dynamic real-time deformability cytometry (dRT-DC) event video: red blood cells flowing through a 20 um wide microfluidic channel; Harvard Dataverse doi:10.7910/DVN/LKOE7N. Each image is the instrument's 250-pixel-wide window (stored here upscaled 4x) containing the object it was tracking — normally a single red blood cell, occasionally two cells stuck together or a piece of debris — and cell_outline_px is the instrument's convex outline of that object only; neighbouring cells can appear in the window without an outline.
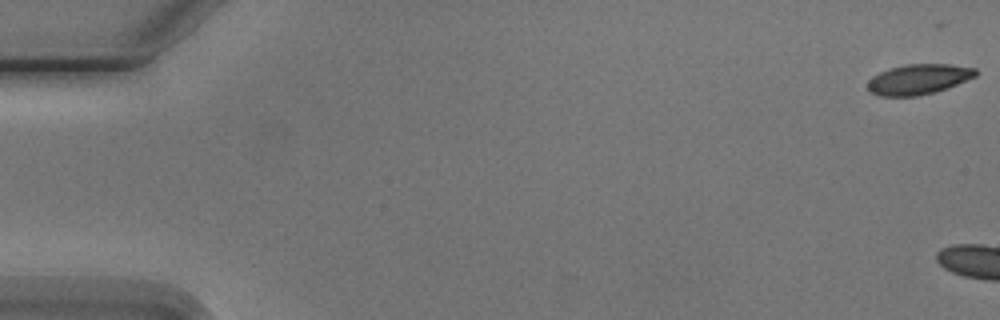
{"species": "Egyptian fruit bat (a non-hibernating species)", "species_latin": "Rousettus aegyptiacus", "temperature_condition": "cold", "stored_images_in_passage": 7, "camera_frame_rate_fps": 3000, "um_per_image_px": 0.085, "animal": {"sex": "male"}, "frame": {"image": 1, "passage_image": 1, "time_ms": 0.0, "image_size_px": [1000, 320], "cell_outline_px": [[976, 76], [948, 88], [916, 96], [880, 96], [872, 92], [868, 88], [868, 80], [872, 76], [880, 72], [904, 64], [948, 64], [976, 68]], "centroid_in_image_um": [78.08, 6.73], "position_along_channel_um": 6.9, "area_um2": 18.84}}
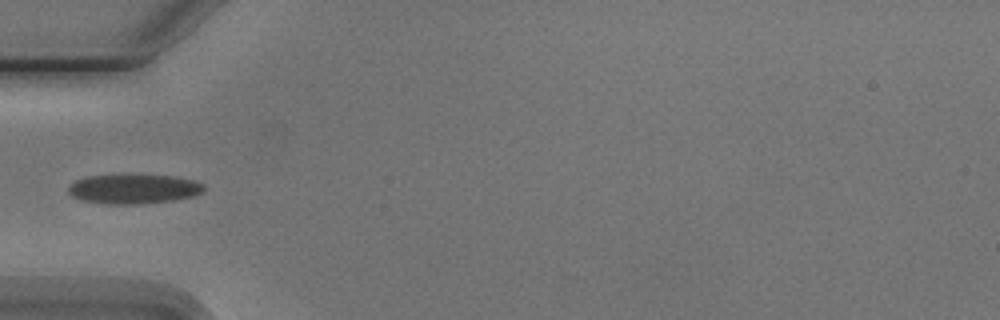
{"frame": {"image": 2, "passage_image": 7, "time_ms": 7.0, "image_size_px": [1000, 320], "cell_outline_px": [[204, 192], [192, 196], [172, 200], [144, 204], [108, 204], [80, 200], [72, 196], [68, 192], [68, 184], [84, 176], [124, 172], [176, 176], [196, 180], [204, 184]], "centroid_in_image_um": [11.33, 16.01], "position_along_channel_um": 73.7, "area_um2": 24.57}}